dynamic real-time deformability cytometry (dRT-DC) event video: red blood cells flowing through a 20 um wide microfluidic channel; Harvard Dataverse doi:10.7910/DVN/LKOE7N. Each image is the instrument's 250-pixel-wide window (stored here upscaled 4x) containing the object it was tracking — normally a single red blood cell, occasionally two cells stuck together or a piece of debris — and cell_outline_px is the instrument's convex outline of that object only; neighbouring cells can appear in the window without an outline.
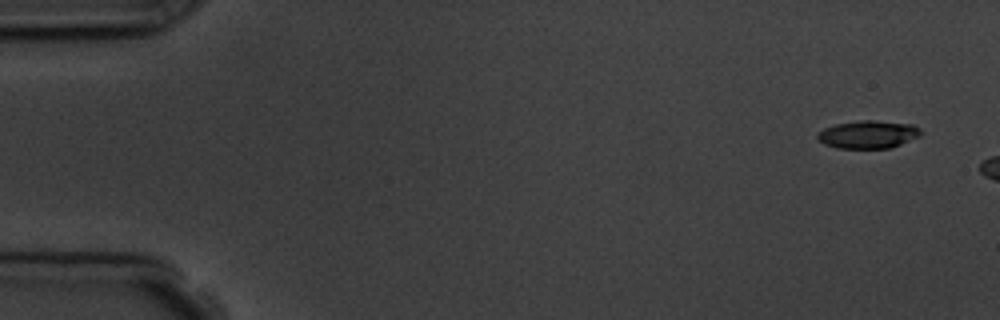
{"species": "common noctule bat (a hibernating species)", "species_latin": "Nyctalus noctula", "temperature_condition": "room temperature", "stored_images_in_passage": 3, "camera_frame_rate_fps": 3000, "um_per_image_px": 0.085, "animal": {"sex": "male", "body_mass_g": 19.5, "forearm_length_mm": 54.6}, "frame": {"image": 1, "passage_image": 1, "time_ms": 0.0, "image_size_px": [1000, 320], "cell_outline_px": [[920, 136], [892, 148], [836, 148], [824, 144], [816, 136], [816, 132], [824, 128], [836, 124], [860, 120], [876, 120], [912, 124], [920, 128]], "centroid_in_image_um": [73.78, 11.42], "position_along_channel_um": 11.2, "area_um2": 16.88}}